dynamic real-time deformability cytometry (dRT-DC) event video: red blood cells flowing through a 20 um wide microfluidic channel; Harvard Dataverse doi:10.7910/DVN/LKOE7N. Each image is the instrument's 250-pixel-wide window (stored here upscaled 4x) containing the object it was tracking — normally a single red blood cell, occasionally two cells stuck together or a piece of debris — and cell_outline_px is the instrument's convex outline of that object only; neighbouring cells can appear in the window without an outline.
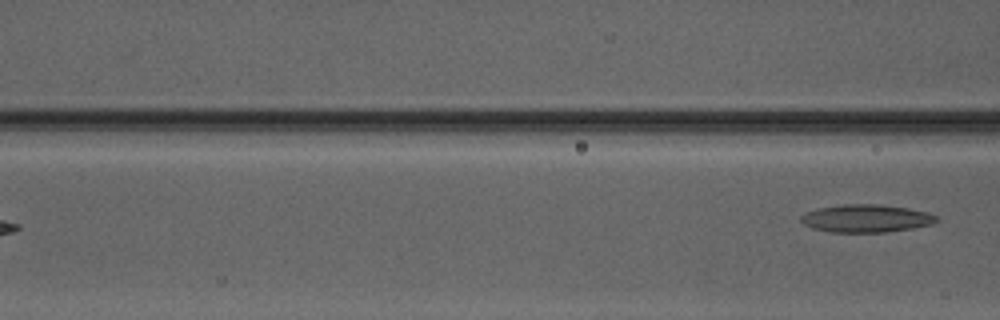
{"species": "Egyptian fruit bat (a non-hibernating species)", "species_latin": "Rousettus aegyptiacus", "temperature_condition": "warm", "stored_images_in_passage": 6, "camera_frame_rate_fps": 3000, "um_per_image_px": 0.085, "animal": {"sex": "male"}, "frame": {"image": 1, "passage_image": 6, "time_ms": 7.0, "image_size_px": [1000, 320], "cell_outline_px": [[936, 220], [932, 224], [912, 228], [884, 232], [828, 232], [812, 228], [804, 224], [800, 220], [800, 216], [804, 212], [816, 208], [840, 204], [880, 204], [908, 208], [928, 212], [936, 216]], "centroid_in_image_um": [73.56, 18.55], "position_along_channel_um": 93.0, "area_um2": 22.08}}